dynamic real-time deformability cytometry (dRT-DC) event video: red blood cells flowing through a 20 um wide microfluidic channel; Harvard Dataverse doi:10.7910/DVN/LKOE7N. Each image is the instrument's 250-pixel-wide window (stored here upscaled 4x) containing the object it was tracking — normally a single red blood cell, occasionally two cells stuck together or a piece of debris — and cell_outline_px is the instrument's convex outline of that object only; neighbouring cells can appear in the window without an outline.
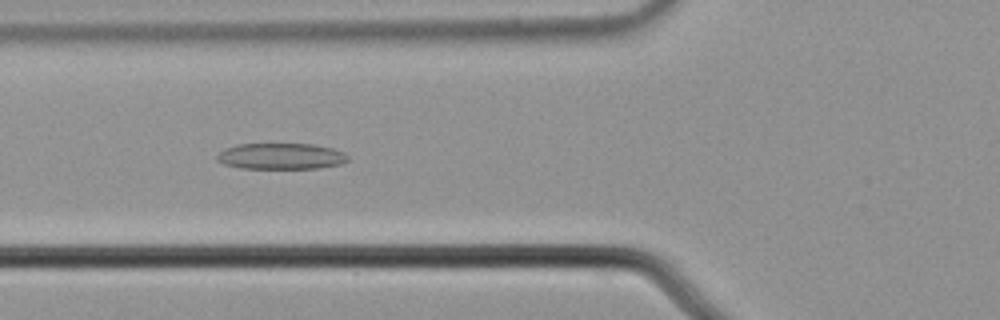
{"species": "common noctule bat (a hibernating species)", "species_latin": "Nyctalus noctula", "temperature_condition": "cold", "stored_images_in_passage": 43, "camera_frame_rate_fps": 3000, "um_per_image_px": 0.085, "animal": {"sex": "male", "body_mass_g": 21.5, "forearm_length_mm": 52.0}, "frame": {"image": 1, "passage_image": 8, "time_ms": 2.333, "image_size_px": [1000, 320], "cell_outline_px": [[348, 160], [340, 164], [320, 168], [240, 168], [224, 164], [216, 160], [216, 156], [224, 148], [236, 144], [312, 144], [332, 148], [344, 152], [348, 156]], "centroid_in_image_um": [23.86, 13.27], "position_along_channel_um": 101.9, "area_um2": 19.94}}
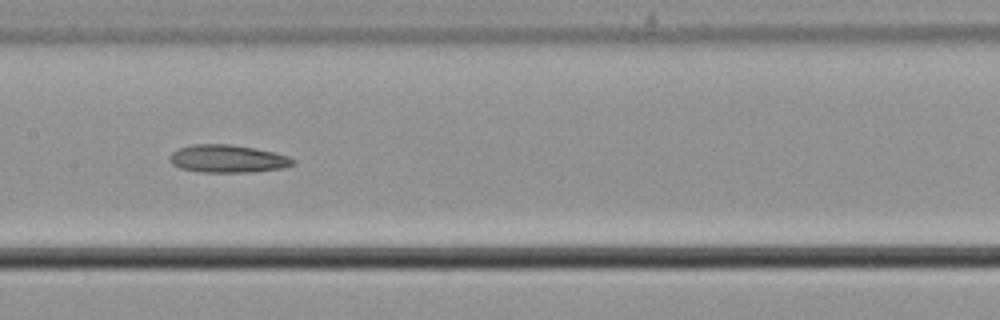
{"frame": {"image": 2, "passage_image": 15, "time_ms": 4.667, "image_size_px": [1000, 320], "cell_outline_px": [[296, 164], [284, 168], [252, 172], [200, 172], [180, 168], [172, 164], [168, 160], [168, 156], [172, 152], [180, 148], [192, 144], [232, 144], [272, 152], [288, 156], [296, 160]], "centroid_in_image_um": [19.34, 13.5], "position_along_channel_um": 188.1, "area_um2": 20.06}}
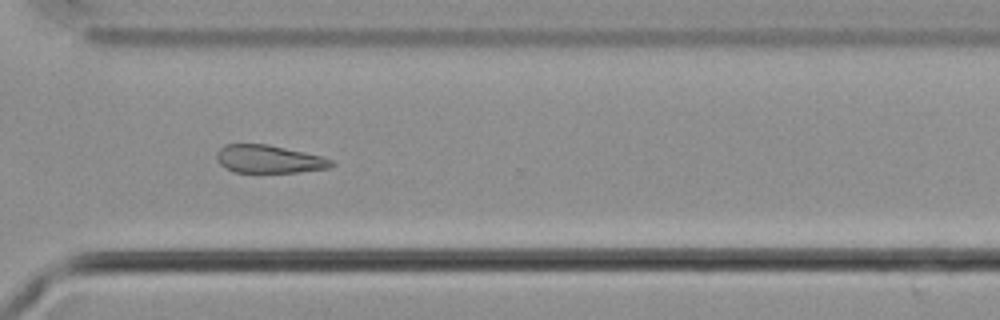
{"frame": {"image": 3, "passage_image": 28, "time_ms": 9.0, "image_size_px": [1000, 320], "cell_outline_px": [[336, 164], [328, 168], [296, 172], [236, 172], [224, 168], [220, 164], [216, 156], [216, 152], [224, 144], [268, 144], [304, 152], [320, 156], [332, 160]], "centroid_in_image_um": [22.83, 13.52], "position_along_channel_um": 347.8, "area_um2": 18.61}, "authors_computed_cell_mechanics": {"area_um2": 19.941, "velocity_mm_per_s": 3.6766, "shape_relaxation_time_tau1_ms": 7.2399, "shape_relaxation_time_tau2_ms": null, "deformation_change_tau1": 0.0905, "deformation_change_tau2": null}}